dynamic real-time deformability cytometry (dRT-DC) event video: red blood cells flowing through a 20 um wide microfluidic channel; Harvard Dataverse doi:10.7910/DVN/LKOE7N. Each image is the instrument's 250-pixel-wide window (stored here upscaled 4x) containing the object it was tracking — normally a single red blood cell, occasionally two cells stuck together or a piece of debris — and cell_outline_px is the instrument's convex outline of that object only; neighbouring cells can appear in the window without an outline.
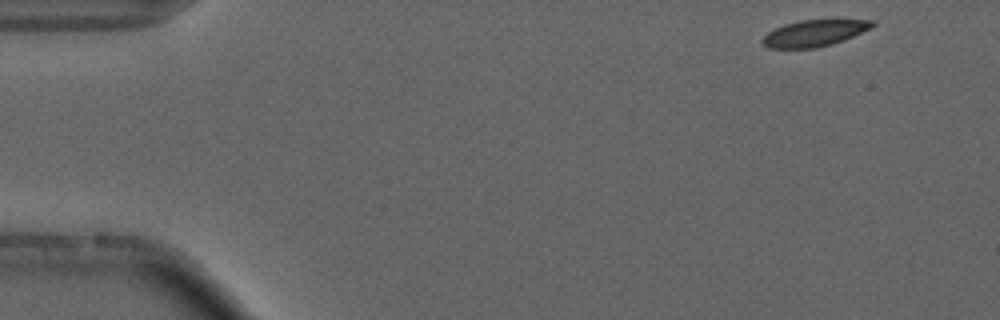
{"species": "common noctule bat (a hibernating species)", "species_latin": "Nyctalus noctula", "temperature_condition": "cold", "stored_images_in_passage": 52, "camera_frame_rate_fps": 3000, "um_per_image_px": 0.085, "animal": {"sex": "male", "forearm_length_mm": 52.5}, "frame": {"image": 1, "passage_image": 1, "time_ms": 0.0, "image_size_px": [1000, 320], "cell_outline_px": [[876, 24], [872, 28], [844, 40], [832, 44], [816, 48], [768, 48], [760, 40], [768, 32], [784, 24], [800, 20], [836, 16], [876, 20]], "centroid_in_image_um": [69.36, 2.74], "position_along_channel_um": 15.6, "area_um2": 18.03}}
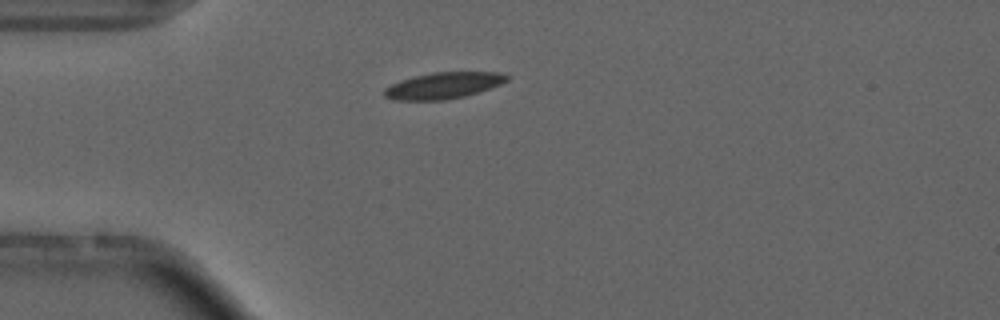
{"frame": {"image": 2, "passage_image": 11, "time_ms": 3.333, "image_size_px": [1000, 320], "cell_outline_px": [[508, 80], [500, 84], [464, 96], [444, 100], [392, 100], [384, 96], [384, 88], [400, 80], [432, 72], [500, 72], [508, 76]], "centroid_in_image_um": [37.65, 7.27], "position_along_channel_um": 47.4, "area_um2": 18.61}, "authors_computed_cell_mechanics": {"area_um2": 18.1203, "velocity_mm_per_s": 3.6762, "shape_relaxation_time_tau1_ms": 3.3881, "shape_relaxation_time_tau2_ms": 4.6006, "deformation_change_tau1": 0.1003, "deformation_change_tau2": 0.1006}}